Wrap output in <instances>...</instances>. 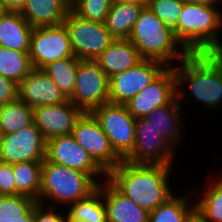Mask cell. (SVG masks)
Wrapping results in <instances>:
<instances>
[{"instance_id":"38","label":"cell","mask_w":222,"mask_h":222,"mask_svg":"<svg viewBox=\"0 0 222 222\" xmlns=\"http://www.w3.org/2000/svg\"><path fill=\"white\" fill-rule=\"evenodd\" d=\"M0 222H35V206L24 217H18L12 215V218H0Z\"/></svg>"},{"instance_id":"27","label":"cell","mask_w":222,"mask_h":222,"mask_svg":"<svg viewBox=\"0 0 222 222\" xmlns=\"http://www.w3.org/2000/svg\"><path fill=\"white\" fill-rule=\"evenodd\" d=\"M80 61L75 56L69 57L52 62L42 69L54 81L67 99L74 92L77 68Z\"/></svg>"},{"instance_id":"14","label":"cell","mask_w":222,"mask_h":222,"mask_svg":"<svg viewBox=\"0 0 222 222\" xmlns=\"http://www.w3.org/2000/svg\"><path fill=\"white\" fill-rule=\"evenodd\" d=\"M45 154L46 140L34 122L19 131L3 135L0 162L9 164L43 162Z\"/></svg>"},{"instance_id":"4","label":"cell","mask_w":222,"mask_h":222,"mask_svg":"<svg viewBox=\"0 0 222 222\" xmlns=\"http://www.w3.org/2000/svg\"><path fill=\"white\" fill-rule=\"evenodd\" d=\"M128 39L143 59L157 60L167 67L173 66L170 63L176 59L180 62L189 54L175 38L173 30L147 6L141 11Z\"/></svg>"},{"instance_id":"34","label":"cell","mask_w":222,"mask_h":222,"mask_svg":"<svg viewBox=\"0 0 222 222\" xmlns=\"http://www.w3.org/2000/svg\"><path fill=\"white\" fill-rule=\"evenodd\" d=\"M13 164L0 162V196L14 195Z\"/></svg>"},{"instance_id":"32","label":"cell","mask_w":222,"mask_h":222,"mask_svg":"<svg viewBox=\"0 0 222 222\" xmlns=\"http://www.w3.org/2000/svg\"><path fill=\"white\" fill-rule=\"evenodd\" d=\"M111 5V0H76L70 9L83 19L104 23Z\"/></svg>"},{"instance_id":"13","label":"cell","mask_w":222,"mask_h":222,"mask_svg":"<svg viewBox=\"0 0 222 222\" xmlns=\"http://www.w3.org/2000/svg\"><path fill=\"white\" fill-rule=\"evenodd\" d=\"M45 159L87 173L98 184L101 183L98 180L100 176L107 178V173L76 142L71 134L56 136L47 140Z\"/></svg>"},{"instance_id":"2","label":"cell","mask_w":222,"mask_h":222,"mask_svg":"<svg viewBox=\"0 0 222 222\" xmlns=\"http://www.w3.org/2000/svg\"><path fill=\"white\" fill-rule=\"evenodd\" d=\"M178 66H173L176 74L177 97L186 96L184 84L195 101L201 102L209 110H215L222 102V53H189ZM214 108V109H213Z\"/></svg>"},{"instance_id":"43","label":"cell","mask_w":222,"mask_h":222,"mask_svg":"<svg viewBox=\"0 0 222 222\" xmlns=\"http://www.w3.org/2000/svg\"><path fill=\"white\" fill-rule=\"evenodd\" d=\"M7 12L4 4L0 1V18Z\"/></svg>"},{"instance_id":"31","label":"cell","mask_w":222,"mask_h":222,"mask_svg":"<svg viewBox=\"0 0 222 222\" xmlns=\"http://www.w3.org/2000/svg\"><path fill=\"white\" fill-rule=\"evenodd\" d=\"M37 202L36 199L24 194L0 196V218H12V215L24 217Z\"/></svg>"},{"instance_id":"15","label":"cell","mask_w":222,"mask_h":222,"mask_svg":"<svg viewBox=\"0 0 222 222\" xmlns=\"http://www.w3.org/2000/svg\"><path fill=\"white\" fill-rule=\"evenodd\" d=\"M177 96L176 74L173 66L166 67L148 86L126 105L135 118H145L154 109L169 104Z\"/></svg>"},{"instance_id":"11","label":"cell","mask_w":222,"mask_h":222,"mask_svg":"<svg viewBox=\"0 0 222 222\" xmlns=\"http://www.w3.org/2000/svg\"><path fill=\"white\" fill-rule=\"evenodd\" d=\"M167 66L162 62L143 59L136 66L109 78V102L127 104L148 86Z\"/></svg>"},{"instance_id":"9","label":"cell","mask_w":222,"mask_h":222,"mask_svg":"<svg viewBox=\"0 0 222 222\" xmlns=\"http://www.w3.org/2000/svg\"><path fill=\"white\" fill-rule=\"evenodd\" d=\"M29 57L34 69H43L57 60L74 57L64 24L33 28Z\"/></svg>"},{"instance_id":"7","label":"cell","mask_w":222,"mask_h":222,"mask_svg":"<svg viewBox=\"0 0 222 222\" xmlns=\"http://www.w3.org/2000/svg\"><path fill=\"white\" fill-rule=\"evenodd\" d=\"M91 113L107 135L115 153L124 160L134 148L136 119L126 105L110 102L95 108Z\"/></svg>"},{"instance_id":"5","label":"cell","mask_w":222,"mask_h":222,"mask_svg":"<svg viewBox=\"0 0 222 222\" xmlns=\"http://www.w3.org/2000/svg\"><path fill=\"white\" fill-rule=\"evenodd\" d=\"M98 186L99 184L87 173L44 159L38 203L45 205V199L51 200L53 203L47 206L56 207L55 205L60 204L66 209L71 203L89 196Z\"/></svg>"},{"instance_id":"29","label":"cell","mask_w":222,"mask_h":222,"mask_svg":"<svg viewBox=\"0 0 222 222\" xmlns=\"http://www.w3.org/2000/svg\"><path fill=\"white\" fill-rule=\"evenodd\" d=\"M29 52L0 46V75L19 84L33 70Z\"/></svg>"},{"instance_id":"20","label":"cell","mask_w":222,"mask_h":222,"mask_svg":"<svg viewBox=\"0 0 222 222\" xmlns=\"http://www.w3.org/2000/svg\"><path fill=\"white\" fill-rule=\"evenodd\" d=\"M182 104L176 96L169 104L154 109L145 119L159 133L165 142L174 149L181 141Z\"/></svg>"},{"instance_id":"28","label":"cell","mask_w":222,"mask_h":222,"mask_svg":"<svg viewBox=\"0 0 222 222\" xmlns=\"http://www.w3.org/2000/svg\"><path fill=\"white\" fill-rule=\"evenodd\" d=\"M169 197L164 203L150 212L149 222H185L188 215L195 209L187 195Z\"/></svg>"},{"instance_id":"17","label":"cell","mask_w":222,"mask_h":222,"mask_svg":"<svg viewBox=\"0 0 222 222\" xmlns=\"http://www.w3.org/2000/svg\"><path fill=\"white\" fill-rule=\"evenodd\" d=\"M18 99L33 109L59 105L68 100L42 69H33L21 80L18 84Z\"/></svg>"},{"instance_id":"41","label":"cell","mask_w":222,"mask_h":222,"mask_svg":"<svg viewBox=\"0 0 222 222\" xmlns=\"http://www.w3.org/2000/svg\"><path fill=\"white\" fill-rule=\"evenodd\" d=\"M112 4L145 3L146 0H111Z\"/></svg>"},{"instance_id":"44","label":"cell","mask_w":222,"mask_h":222,"mask_svg":"<svg viewBox=\"0 0 222 222\" xmlns=\"http://www.w3.org/2000/svg\"><path fill=\"white\" fill-rule=\"evenodd\" d=\"M3 132H2V130L0 129V145H1V142H2V140H3Z\"/></svg>"},{"instance_id":"25","label":"cell","mask_w":222,"mask_h":222,"mask_svg":"<svg viewBox=\"0 0 222 222\" xmlns=\"http://www.w3.org/2000/svg\"><path fill=\"white\" fill-rule=\"evenodd\" d=\"M67 213L84 222H107V212L103 201L102 183L84 199L71 203Z\"/></svg>"},{"instance_id":"35","label":"cell","mask_w":222,"mask_h":222,"mask_svg":"<svg viewBox=\"0 0 222 222\" xmlns=\"http://www.w3.org/2000/svg\"><path fill=\"white\" fill-rule=\"evenodd\" d=\"M46 207L37 202L35 205V222H65V215L61 213L63 211L58 212L53 206Z\"/></svg>"},{"instance_id":"10","label":"cell","mask_w":222,"mask_h":222,"mask_svg":"<svg viewBox=\"0 0 222 222\" xmlns=\"http://www.w3.org/2000/svg\"><path fill=\"white\" fill-rule=\"evenodd\" d=\"M71 135L106 173L122 161L92 113L82 114Z\"/></svg>"},{"instance_id":"21","label":"cell","mask_w":222,"mask_h":222,"mask_svg":"<svg viewBox=\"0 0 222 222\" xmlns=\"http://www.w3.org/2000/svg\"><path fill=\"white\" fill-rule=\"evenodd\" d=\"M69 10L66 0H26L20 14L35 28L63 24Z\"/></svg>"},{"instance_id":"23","label":"cell","mask_w":222,"mask_h":222,"mask_svg":"<svg viewBox=\"0 0 222 222\" xmlns=\"http://www.w3.org/2000/svg\"><path fill=\"white\" fill-rule=\"evenodd\" d=\"M146 3L112 4L105 27L115 39H128Z\"/></svg>"},{"instance_id":"19","label":"cell","mask_w":222,"mask_h":222,"mask_svg":"<svg viewBox=\"0 0 222 222\" xmlns=\"http://www.w3.org/2000/svg\"><path fill=\"white\" fill-rule=\"evenodd\" d=\"M101 70L111 78L140 63L143 58L129 39H115L94 59Z\"/></svg>"},{"instance_id":"6","label":"cell","mask_w":222,"mask_h":222,"mask_svg":"<svg viewBox=\"0 0 222 222\" xmlns=\"http://www.w3.org/2000/svg\"><path fill=\"white\" fill-rule=\"evenodd\" d=\"M63 24L67 29L74 56L80 60H94L115 40L104 23L83 19L71 9Z\"/></svg>"},{"instance_id":"36","label":"cell","mask_w":222,"mask_h":222,"mask_svg":"<svg viewBox=\"0 0 222 222\" xmlns=\"http://www.w3.org/2000/svg\"><path fill=\"white\" fill-rule=\"evenodd\" d=\"M18 98V84L0 75V105L12 102Z\"/></svg>"},{"instance_id":"16","label":"cell","mask_w":222,"mask_h":222,"mask_svg":"<svg viewBox=\"0 0 222 222\" xmlns=\"http://www.w3.org/2000/svg\"><path fill=\"white\" fill-rule=\"evenodd\" d=\"M83 113L80 108L68 99L59 105L34 108V124L47 141L56 136L71 134L77 120Z\"/></svg>"},{"instance_id":"37","label":"cell","mask_w":222,"mask_h":222,"mask_svg":"<svg viewBox=\"0 0 222 222\" xmlns=\"http://www.w3.org/2000/svg\"><path fill=\"white\" fill-rule=\"evenodd\" d=\"M7 11L21 12L26 0H0Z\"/></svg>"},{"instance_id":"22","label":"cell","mask_w":222,"mask_h":222,"mask_svg":"<svg viewBox=\"0 0 222 222\" xmlns=\"http://www.w3.org/2000/svg\"><path fill=\"white\" fill-rule=\"evenodd\" d=\"M32 30L33 27L20 12L7 11L0 18V46L29 52Z\"/></svg>"},{"instance_id":"18","label":"cell","mask_w":222,"mask_h":222,"mask_svg":"<svg viewBox=\"0 0 222 222\" xmlns=\"http://www.w3.org/2000/svg\"><path fill=\"white\" fill-rule=\"evenodd\" d=\"M103 180L102 194L107 222H149L148 210L140 208L132 199L123 195L107 178Z\"/></svg>"},{"instance_id":"3","label":"cell","mask_w":222,"mask_h":222,"mask_svg":"<svg viewBox=\"0 0 222 222\" xmlns=\"http://www.w3.org/2000/svg\"><path fill=\"white\" fill-rule=\"evenodd\" d=\"M217 7L184 2L173 32L188 53H222V10Z\"/></svg>"},{"instance_id":"40","label":"cell","mask_w":222,"mask_h":222,"mask_svg":"<svg viewBox=\"0 0 222 222\" xmlns=\"http://www.w3.org/2000/svg\"><path fill=\"white\" fill-rule=\"evenodd\" d=\"M187 3L192 4H200V5H210V6H217L221 0H184Z\"/></svg>"},{"instance_id":"30","label":"cell","mask_w":222,"mask_h":222,"mask_svg":"<svg viewBox=\"0 0 222 222\" xmlns=\"http://www.w3.org/2000/svg\"><path fill=\"white\" fill-rule=\"evenodd\" d=\"M216 178L195 202V208L207 222H222V174Z\"/></svg>"},{"instance_id":"24","label":"cell","mask_w":222,"mask_h":222,"mask_svg":"<svg viewBox=\"0 0 222 222\" xmlns=\"http://www.w3.org/2000/svg\"><path fill=\"white\" fill-rule=\"evenodd\" d=\"M14 195L24 194L37 201L41 190L42 162H21L13 164Z\"/></svg>"},{"instance_id":"26","label":"cell","mask_w":222,"mask_h":222,"mask_svg":"<svg viewBox=\"0 0 222 222\" xmlns=\"http://www.w3.org/2000/svg\"><path fill=\"white\" fill-rule=\"evenodd\" d=\"M33 122V108L18 98L12 102L0 105V129L4 135L19 131Z\"/></svg>"},{"instance_id":"12","label":"cell","mask_w":222,"mask_h":222,"mask_svg":"<svg viewBox=\"0 0 222 222\" xmlns=\"http://www.w3.org/2000/svg\"><path fill=\"white\" fill-rule=\"evenodd\" d=\"M174 151L145 118H138L135 121L134 148L124 161L174 166Z\"/></svg>"},{"instance_id":"8","label":"cell","mask_w":222,"mask_h":222,"mask_svg":"<svg viewBox=\"0 0 222 222\" xmlns=\"http://www.w3.org/2000/svg\"><path fill=\"white\" fill-rule=\"evenodd\" d=\"M69 100L87 113L109 102V78L95 60L78 63L75 89Z\"/></svg>"},{"instance_id":"1","label":"cell","mask_w":222,"mask_h":222,"mask_svg":"<svg viewBox=\"0 0 222 222\" xmlns=\"http://www.w3.org/2000/svg\"><path fill=\"white\" fill-rule=\"evenodd\" d=\"M171 168L122 160L107 173V179L140 208L151 212L175 193L168 180Z\"/></svg>"},{"instance_id":"33","label":"cell","mask_w":222,"mask_h":222,"mask_svg":"<svg viewBox=\"0 0 222 222\" xmlns=\"http://www.w3.org/2000/svg\"><path fill=\"white\" fill-rule=\"evenodd\" d=\"M184 0H146V6L172 30L178 23Z\"/></svg>"},{"instance_id":"39","label":"cell","mask_w":222,"mask_h":222,"mask_svg":"<svg viewBox=\"0 0 222 222\" xmlns=\"http://www.w3.org/2000/svg\"><path fill=\"white\" fill-rule=\"evenodd\" d=\"M185 222H207L195 208L186 218Z\"/></svg>"},{"instance_id":"42","label":"cell","mask_w":222,"mask_h":222,"mask_svg":"<svg viewBox=\"0 0 222 222\" xmlns=\"http://www.w3.org/2000/svg\"><path fill=\"white\" fill-rule=\"evenodd\" d=\"M65 222H84V221L74 219L72 216H70V215L66 212V213H65Z\"/></svg>"},{"instance_id":"45","label":"cell","mask_w":222,"mask_h":222,"mask_svg":"<svg viewBox=\"0 0 222 222\" xmlns=\"http://www.w3.org/2000/svg\"><path fill=\"white\" fill-rule=\"evenodd\" d=\"M70 5L73 4L76 0H66Z\"/></svg>"}]
</instances>
